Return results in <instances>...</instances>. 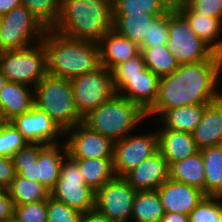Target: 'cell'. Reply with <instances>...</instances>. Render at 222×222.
<instances>
[{
	"instance_id": "obj_1",
	"label": "cell",
	"mask_w": 222,
	"mask_h": 222,
	"mask_svg": "<svg viewBox=\"0 0 222 222\" xmlns=\"http://www.w3.org/2000/svg\"><path fill=\"white\" fill-rule=\"evenodd\" d=\"M222 74V55L179 65L171 73L160 77L154 105L146 112L147 118L156 109H174L188 105L209 104L222 97L218 83Z\"/></svg>"
},
{
	"instance_id": "obj_2",
	"label": "cell",
	"mask_w": 222,
	"mask_h": 222,
	"mask_svg": "<svg viewBox=\"0 0 222 222\" xmlns=\"http://www.w3.org/2000/svg\"><path fill=\"white\" fill-rule=\"evenodd\" d=\"M42 41L50 76L70 80L101 66L99 45L96 42L69 38L54 29H47Z\"/></svg>"
},
{
	"instance_id": "obj_3",
	"label": "cell",
	"mask_w": 222,
	"mask_h": 222,
	"mask_svg": "<svg viewBox=\"0 0 222 222\" xmlns=\"http://www.w3.org/2000/svg\"><path fill=\"white\" fill-rule=\"evenodd\" d=\"M112 28V0H61L52 29L69 38L98 43Z\"/></svg>"
},
{
	"instance_id": "obj_4",
	"label": "cell",
	"mask_w": 222,
	"mask_h": 222,
	"mask_svg": "<svg viewBox=\"0 0 222 222\" xmlns=\"http://www.w3.org/2000/svg\"><path fill=\"white\" fill-rule=\"evenodd\" d=\"M147 113L136 103L115 94L83 118V124L113 142L119 141L135 131Z\"/></svg>"
},
{
	"instance_id": "obj_5",
	"label": "cell",
	"mask_w": 222,
	"mask_h": 222,
	"mask_svg": "<svg viewBox=\"0 0 222 222\" xmlns=\"http://www.w3.org/2000/svg\"><path fill=\"white\" fill-rule=\"evenodd\" d=\"M57 144L29 143L12 155L18 176L41 183L51 191L60 175V166L67 155L64 142Z\"/></svg>"
},
{
	"instance_id": "obj_6",
	"label": "cell",
	"mask_w": 222,
	"mask_h": 222,
	"mask_svg": "<svg viewBox=\"0 0 222 222\" xmlns=\"http://www.w3.org/2000/svg\"><path fill=\"white\" fill-rule=\"evenodd\" d=\"M34 106L45 112L63 132L83 122L69 79L47 74L34 87Z\"/></svg>"
},
{
	"instance_id": "obj_7",
	"label": "cell",
	"mask_w": 222,
	"mask_h": 222,
	"mask_svg": "<svg viewBox=\"0 0 222 222\" xmlns=\"http://www.w3.org/2000/svg\"><path fill=\"white\" fill-rule=\"evenodd\" d=\"M0 70L8 81L34 88L48 74L43 41L24 49L0 51Z\"/></svg>"
},
{
	"instance_id": "obj_8",
	"label": "cell",
	"mask_w": 222,
	"mask_h": 222,
	"mask_svg": "<svg viewBox=\"0 0 222 222\" xmlns=\"http://www.w3.org/2000/svg\"><path fill=\"white\" fill-rule=\"evenodd\" d=\"M46 30L27 7H14L0 16V51L24 49L37 44L42 41Z\"/></svg>"
},
{
	"instance_id": "obj_9",
	"label": "cell",
	"mask_w": 222,
	"mask_h": 222,
	"mask_svg": "<svg viewBox=\"0 0 222 222\" xmlns=\"http://www.w3.org/2000/svg\"><path fill=\"white\" fill-rule=\"evenodd\" d=\"M168 32L166 47L179 65L199 62L215 53L193 32L186 17L178 9L168 11Z\"/></svg>"
},
{
	"instance_id": "obj_10",
	"label": "cell",
	"mask_w": 222,
	"mask_h": 222,
	"mask_svg": "<svg viewBox=\"0 0 222 222\" xmlns=\"http://www.w3.org/2000/svg\"><path fill=\"white\" fill-rule=\"evenodd\" d=\"M77 112L83 119L116 94L112 71L100 66L70 79Z\"/></svg>"
},
{
	"instance_id": "obj_11",
	"label": "cell",
	"mask_w": 222,
	"mask_h": 222,
	"mask_svg": "<svg viewBox=\"0 0 222 222\" xmlns=\"http://www.w3.org/2000/svg\"><path fill=\"white\" fill-rule=\"evenodd\" d=\"M50 197L81 213L95 208L96 192L85 184L80 168L68 154L61 163L59 179Z\"/></svg>"
},
{
	"instance_id": "obj_12",
	"label": "cell",
	"mask_w": 222,
	"mask_h": 222,
	"mask_svg": "<svg viewBox=\"0 0 222 222\" xmlns=\"http://www.w3.org/2000/svg\"><path fill=\"white\" fill-rule=\"evenodd\" d=\"M139 134L131 133L114 142L112 162L116 177H124L145 159L159 151L157 131Z\"/></svg>"
},
{
	"instance_id": "obj_13",
	"label": "cell",
	"mask_w": 222,
	"mask_h": 222,
	"mask_svg": "<svg viewBox=\"0 0 222 222\" xmlns=\"http://www.w3.org/2000/svg\"><path fill=\"white\" fill-rule=\"evenodd\" d=\"M136 193L123 177H115L96 192L95 208L110 222H131Z\"/></svg>"
},
{
	"instance_id": "obj_14",
	"label": "cell",
	"mask_w": 222,
	"mask_h": 222,
	"mask_svg": "<svg viewBox=\"0 0 222 222\" xmlns=\"http://www.w3.org/2000/svg\"><path fill=\"white\" fill-rule=\"evenodd\" d=\"M67 154L73 159H113L114 142L83 123L64 132Z\"/></svg>"
},
{
	"instance_id": "obj_15",
	"label": "cell",
	"mask_w": 222,
	"mask_h": 222,
	"mask_svg": "<svg viewBox=\"0 0 222 222\" xmlns=\"http://www.w3.org/2000/svg\"><path fill=\"white\" fill-rule=\"evenodd\" d=\"M160 77L147 67L135 76H113L116 94L138 104L147 112L155 103Z\"/></svg>"
},
{
	"instance_id": "obj_16",
	"label": "cell",
	"mask_w": 222,
	"mask_h": 222,
	"mask_svg": "<svg viewBox=\"0 0 222 222\" xmlns=\"http://www.w3.org/2000/svg\"><path fill=\"white\" fill-rule=\"evenodd\" d=\"M10 123L28 143L57 144L60 143L59 138L64 135L59 126L35 106L29 112L16 116Z\"/></svg>"
},
{
	"instance_id": "obj_17",
	"label": "cell",
	"mask_w": 222,
	"mask_h": 222,
	"mask_svg": "<svg viewBox=\"0 0 222 222\" xmlns=\"http://www.w3.org/2000/svg\"><path fill=\"white\" fill-rule=\"evenodd\" d=\"M164 212L189 213L206 196L204 191L169 178L158 189Z\"/></svg>"
},
{
	"instance_id": "obj_18",
	"label": "cell",
	"mask_w": 222,
	"mask_h": 222,
	"mask_svg": "<svg viewBox=\"0 0 222 222\" xmlns=\"http://www.w3.org/2000/svg\"><path fill=\"white\" fill-rule=\"evenodd\" d=\"M136 191H156L169 179V165L158 151L123 177Z\"/></svg>"
},
{
	"instance_id": "obj_19",
	"label": "cell",
	"mask_w": 222,
	"mask_h": 222,
	"mask_svg": "<svg viewBox=\"0 0 222 222\" xmlns=\"http://www.w3.org/2000/svg\"><path fill=\"white\" fill-rule=\"evenodd\" d=\"M98 45L100 64L110 71L141 53L139 45L119 34L113 28L100 39Z\"/></svg>"
},
{
	"instance_id": "obj_20",
	"label": "cell",
	"mask_w": 222,
	"mask_h": 222,
	"mask_svg": "<svg viewBox=\"0 0 222 222\" xmlns=\"http://www.w3.org/2000/svg\"><path fill=\"white\" fill-rule=\"evenodd\" d=\"M29 85L10 82L0 91V115L4 122L29 112L34 107V88ZM32 90V91H31Z\"/></svg>"
},
{
	"instance_id": "obj_21",
	"label": "cell",
	"mask_w": 222,
	"mask_h": 222,
	"mask_svg": "<svg viewBox=\"0 0 222 222\" xmlns=\"http://www.w3.org/2000/svg\"><path fill=\"white\" fill-rule=\"evenodd\" d=\"M157 131L159 152L167 160L168 165L199 151L192 133L164 128Z\"/></svg>"
},
{
	"instance_id": "obj_22",
	"label": "cell",
	"mask_w": 222,
	"mask_h": 222,
	"mask_svg": "<svg viewBox=\"0 0 222 222\" xmlns=\"http://www.w3.org/2000/svg\"><path fill=\"white\" fill-rule=\"evenodd\" d=\"M192 136L199 150L222 144V97L205 104L202 120L192 132Z\"/></svg>"
},
{
	"instance_id": "obj_23",
	"label": "cell",
	"mask_w": 222,
	"mask_h": 222,
	"mask_svg": "<svg viewBox=\"0 0 222 222\" xmlns=\"http://www.w3.org/2000/svg\"><path fill=\"white\" fill-rule=\"evenodd\" d=\"M205 104L188 105L174 109H156L151 116H158L164 129L192 133L202 120Z\"/></svg>"
},
{
	"instance_id": "obj_24",
	"label": "cell",
	"mask_w": 222,
	"mask_h": 222,
	"mask_svg": "<svg viewBox=\"0 0 222 222\" xmlns=\"http://www.w3.org/2000/svg\"><path fill=\"white\" fill-rule=\"evenodd\" d=\"M178 10L186 17L193 32L216 53L222 55V40L219 38L222 34V21L194 12L186 3Z\"/></svg>"
},
{
	"instance_id": "obj_25",
	"label": "cell",
	"mask_w": 222,
	"mask_h": 222,
	"mask_svg": "<svg viewBox=\"0 0 222 222\" xmlns=\"http://www.w3.org/2000/svg\"><path fill=\"white\" fill-rule=\"evenodd\" d=\"M157 18L146 13L113 12V29L140 45Z\"/></svg>"
},
{
	"instance_id": "obj_26",
	"label": "cell",
	"mask_w": 222,
	"mask_h": 222,
	"mask_svg": "<svg viewBox=\"0 0 222 222\" xmlns=\"http://www.w3.org/2000/svg\"><path fill=\"white\" fill-rule=\"evenodd\" d=\"M169 178L196 187L205 193V165L200 150L169 165Z\"/></svg>"
},
{
	"instance_id": "obj_27",
	"label": "cell",
	"mask_w": 222,
	"mask_h": 222,
	"mask_svg": "<svg viewBox=\"0 0 222 222\" xmlns=\"http://www.w3.org/2000/svg\"><path fill=\"white\" fill-rule=\"evenodd\" d=\"M205 165V194L222 196V144L200 149Z\"/></svg>"
},
{
	"instance_id": "obj_28",
	"label": "cell",
	"mask_w": 222,
	"mask_h": 222,
	"mask_svg": "<svg viewBox=\"0 0 222 222\" xmlns=\"http://www.w3.org/2000/svg\"><path fill=\"white\" fill-rule=\"evenodd\" d=\"M80 168L85 184L97 192L116 175L112 159H74Z\"/></svg>"
},
{
	"instance_id": "obj_29",
	"label": "cell",
	"mask_w": 222,
	"mask_h": 222,
	"mask_svg": "<svg viewBox=\"0 0 222 222\" xmlns=\"http://www.w3.org/2000/svg\"><path fill=\"white\" fill-rule=\"evenodd\" d=\"M164 213L157 190L137 191L131 216L134 222H161Z\"/></svg>"
},
{
	"instance_id": "obj_30",
	"label": "cell",
	"mask_w": 222,
	"mask_h": 222,
	"mask_svg": "<svg viewBox=\"0 0 222 222\" xmlns=\"http://www.w3.org/2000/svg\"><path fill=\"white\" fill-rule=\"evenodd\" d=\"M7 191L14 202V205H24L29 203L41 202L50 197V191L41 183L30 181L16 175Z\"/></svg>"
},
{
	"instance_id": "obj_31",
	"label": "cell",
	"mask_w": 222,
	"mask_h": 222,
	"mask_svg": "<svg viewBox=\"0 0 222 222\" xmlns=\"http://www.w3.org/2000/svg\"><path fill=\"white\" fill-rule=\"evenodd\" d=\"M141 53L146 67L159 77L170 75L179 66L166 45L144 48Z\"/></svg>"
},
{
	"instance_id": "obj_32",
	"label": "cell",
	"mask_w": 222,
	"mask_h": 222,
	"mask_svg": "<svg viewBox=\"0 0 222 222\" xmlns=\"http://www.w3.org/2000/svg\"><path fill=\"white\" fill-rule=\"evenodd\" d=\"M61 0H22V5L41 22L46 29H52L59 18Z\"/></svg>"
},
{
	"instance_id": "obj_33",
	"label": "cell",
	"mask_w": 222,
	"mask_h": 222,
	"mask_svg": "<svg viewBox=\"0 0 222 222\" xmlns=\"http://www.w3.org/2000/svg\"><path fill=\"white\" fill-rule=\"evenodd\" d=\"M113 12L146 13L162 17L169 9L160 0H112Z\"/></svg>"
},
{
	"instance_id": "obj_34",
	"label": "cell",
	"mask_w": 222,
	"mask_h": 222,
	"mask_svg": "<svg viewBox=\"0 0 222 222\" xmlns=\"http://www.w3.org/2000/svg\"><path fill=\"white\" fill-rule=\"evenodd\" d=\"M190 222H222V196L206 195L189 213Z\"/></svg>"
},
{
	"instance_id": "obj_35",
	"label": "cell",
	"mask_w": 222,
	"mask_h": 222,
	"mask_svg": "<svg viewBox=\"0 0 222 222\" xmlns=\"http://www.w3.org/2000/svg\"><path fill=\"white\" fill-rule=\"evenodd\" d=\"M27 140L10 122H4L0 127V155L12 157L13 154L24 148Z\"/></svg>"
},
{
	"instance_id": "obj_36",
	"label": "cell",
	"mask_w": 222,
	"mask_h": 222,
	"mask_svg": "<svg viewBox=\"0 0 222 222\" xmlns=\"http://www.w3.org/2000/svg\"><path fill=\"white\" fill-rule=\"evenodd\" d=\"M13 219L16 222H47V200L15 205Z\"/></svg>"
},
{
	"instance_id": "obj_37",
	"label": "cell",
	"mask_w": 222,
	"mask_h": 222,
	"mask_svg": "<svg viewBox=\"0 0 222 222\" xmlns=\"http://www.w3.org/2000/svg\"><path fill=\"white\" fill-rule=\"evenodd\" d=\"M169 37L168 32V13L162 17L157 18L152 25H150L147 36L144 37L143 42L139 45L140 50L144 48L157 47L166 45Z\"/></svg>"
},
{
	"instance_id": "obj_38",
	"label": "cell",
	"mask_w": 222,
	"mask_h": 222,
	"mask_svg": "<svg viewBox=\"0 0 222 222\" xmlns=\"http://www.w3.org/2000/svg\"><path fill=\"white\" fill-rule=\"evenodd\" d=\"M81 212L52 197L47 199V222H79Z\"/></svg>"
},
{
	"instance_id": "obj_39",
	"label": "cell",
	"mask_w": 222,
	"mask_h": 222,
	"mask_svg": "<svg viewBox=\"0 0 222 222\" xmlns=\"http://www.w3.org/2000/svg\"><path fill=\"white\" fill-rule=\"evenodd\" d=\"M185 3L194 12L222 21V0H186Z\"/></svg>"
},
{
	"instance_id": "obj_40",
	"label": "cell",
	"mask_w": 222,
	"mask_h": 222,
	"mask_svg": "<svg viewBox=\"0 0 222 222\" xmlns=\"http://www.w3.org/2000/svg\"><path fill=\"white\" fill-rule=\"evenodd\" d=\"M146 68L142 53L117 65L112 70V76H135Z\"/></svg>"
},
{
	"instance_id": "obj_41",
	"label": "cell",
	"mask_w": 222,
	"mask_h": 222,
	"mask_svg": "<svg viewBox=\"0 0 222 222\" xmlns=\"http://www.w3.org/2000/svg\"><path fill=\"white\" fill-rule=\"evenodd\" d=\"M16 175L12 157L0 155V188L7 189Z\"/></svg>"
},
{
	"instance_id": "obj_42",
	"label": "cell",
	"mask_w": 222,
	"mask_h": 222,
	"mask_svg": "<svg viewBox=\"0 0 222 222\" xmlns=\"http://www.w3.org/2000/svg\"><path fill=\"white\" fill-rule=\"evenodd\" d=\"M14 207V202L7 189L0 188V222L13 220Z\"/></svg>"
},
{
	"instance_id": "obj_43",
	"label": "cell",
	"mask_w": 222,
	"mask_h": 222,
	"mask_svg": "<svg viewBox=\"0 0 222 222\" xmlns=\"http://www.w3.org/2000/svg\"><path fill=\"white\" fill-rule=\"evenodd\" d=\"M79 222H110L102 213L96 208L82 212Z\"/></svg>"
},
{
	"instance_id": "obj_44",
	"label": "cell",
	"mask_w": 222,
	"mask_h": 222,
	"mask_svg": "<svg viewBox=\"0 0 222 222\" xmlns=\"http://www.w3.org/2000/svg\"><path fill=\"white\" fill-rule=\"evenodd\" d=\"M161 222H190L189 215L177 212H165Z\"/></svg>"
},
{
	"instance_id": "obj_45",
	"label": "cell",
	"mask_w": 222,
	"mask_h": 222,
	"mask_svg": "<svg viewBox=\"0 0 222 222\" xmlns=\"http://www.w3.org/2000/svg\"><path fill=\"white\" fill-rule=\"evenodd\" d=\"M20 5H22V0H0V16Z\"/></svg>"
},
{
	"instance_id": "obj_46",
	"label": "cell",
	"mask_w": 222,
	"mask_h": 222,
	"mask_svg": "<svg viewBox=\"0 0 222 222\" xmlns=\"http://www.w3.org/2000/svg\"><path fill=\"white\" fill-rule=\"evenodd\" d=\"M169 10L179 9L186 0H160Z\"/></svg>"
},
{
	"instance_id": "obj_47",
	"label": "cell",
	"mask_w": 222,
	"mask_h": 222,
	"mask_svg": "<svg viewBox=\"0 0 222 222\" xmlns=\"http://www.w3.org/2000/svg\"><path fill=\"white\" fill-rule=\"evenodd\" d=\"M7 82H8V79L2 74L0 70V91L6 85Z\"/></svg>"
},
{
	"instance_id": "obj_48",
	"label": "cell",
	"mask_w": 222,
	"mask_h": 222,
	"mask_svg": "<svg viewBox=\"0 0 222 222\" xmlns=\"http://www.w3.org/2000/svg\"><path fill=\"white\" fill-rule=\"evenodd\" d=\"M4 123L3 119H2V116L0 115V127L1 125Z\"/></svg>"
}]
</instances>
